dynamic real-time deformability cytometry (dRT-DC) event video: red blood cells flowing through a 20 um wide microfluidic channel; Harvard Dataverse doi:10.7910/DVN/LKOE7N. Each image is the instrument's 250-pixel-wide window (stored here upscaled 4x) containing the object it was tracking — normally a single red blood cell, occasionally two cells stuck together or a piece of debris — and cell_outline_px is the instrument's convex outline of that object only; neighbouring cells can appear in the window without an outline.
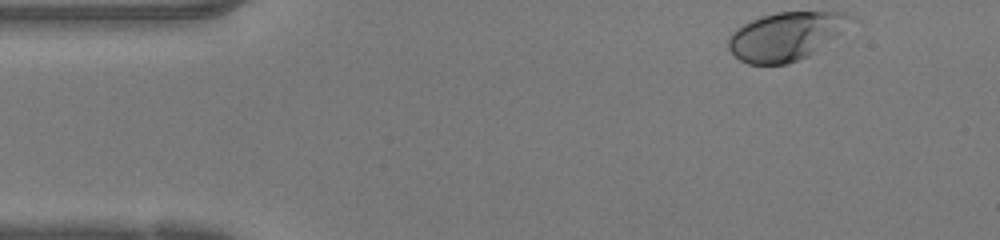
{"species": "human", "species_latin": "Homo sapiens", "temperature_condition": "warm", "stored_images_in_passage": 44, "camera_frame_rate_fps": 3000, "um_per_image_px": 0.085, "donor": {"sex": "female"}, "frame": {"image": 1, "passage_image": 1, "time_ms": 0.0, "image_size_px": [1000, 240], "cell_outline_px": [[852, 16], [836, 36], [808, 56], [788, 64], [748, 64], [740, 60], [728, 48], [728, 36], [736, 28], [752, 20], [776, 12], [844, 12]], "centroid_in_image_um": [66.72, 3.09], "position_along_channel_um": 18.3, "area_um2": 33.64}}
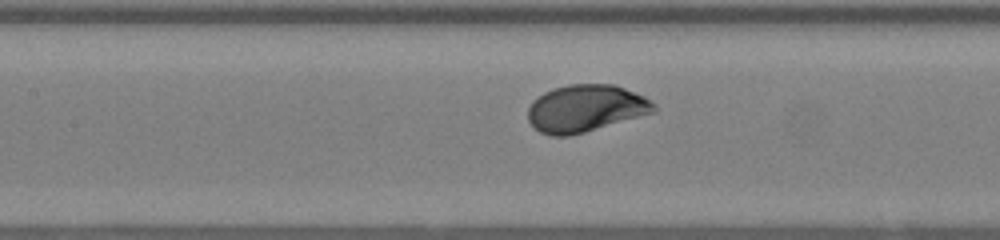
{"frame": {"image": 2, "passage_image": 17, "time_ms": 5.333, "image_size_px": [1000, 240], "cell_outline_px": [[656, 112], [584, 132], [568, 136], [552, 136], [540, 132], [528, 120], [528, 108], [532, 100], [544, 92], [552, 88], [568, 84], [616, 84], [644, 96], [656, 104]], "centroid_in_image_um": [49.78, 9.2], "position_along_channel_um": 157.6, "area_um2": 34.74}}
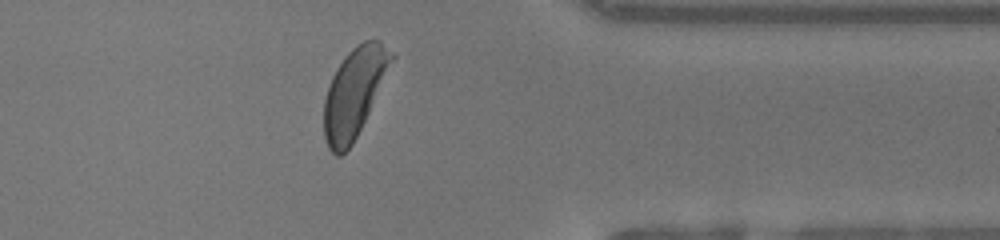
{"frame": {"image": 3, "passage_image": 34, "time_ms": 11.0, "image_size_px": [1000, 240], "cell_outline_px": [[396, 56], [352, 144], [340, 156], [336, 156], [328, 148], [324, 136], [324, 100], [332, 76], [336, 68], [348, 52], [352, 48], [364, 40], [380, 40]], "centroid_in_image_um": [30.1, 7.85], "position_along_channel_um": 381.3, "area_um2": 34.39}, "authors_computed_cell_mechanics": {"area_um2": 34.5933, "velocity_mm_per_s": 4.2073, "shape_relaxation_time_tau1_ms": 1.4329, "shape_relaxation_time_tau2_ms": null, "deformation_change_tau1": 0.1068, "deformation_change_tau2": null}}